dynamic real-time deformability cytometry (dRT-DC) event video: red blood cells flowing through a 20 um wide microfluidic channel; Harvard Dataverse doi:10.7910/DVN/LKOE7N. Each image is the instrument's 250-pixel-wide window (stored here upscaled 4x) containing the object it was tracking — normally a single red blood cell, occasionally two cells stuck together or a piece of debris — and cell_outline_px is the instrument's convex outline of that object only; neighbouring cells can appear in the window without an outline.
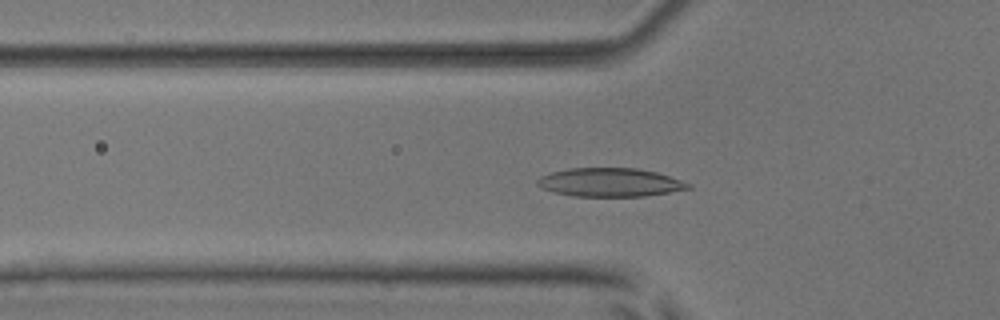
{"species": "common noctule bat (a hibernating species)", "species_latin": "Nyctalus noctula", "temperature_condition": "room temperature", "stored_images_in_passage": 54, "camera_frame_rate_fps": 3000, "um_per_image_px": 0.085, "animal": {"sex": "male", "body_mass_g": 17.9, "forearm_length_mm": 54.2}, "frame": {"image": 1, "passage_image": 19, "time_ms": 6.0, "image_size_px": [1000, 320], "cell_outline_px": [[692, 188], [644, 196], [572, 196], [540, 188], [536, 184], [536, 180], [540, 176], [552, 172], [568, 168], [636, 168], [656, 172], [692, 184]], "centroid_in_image_um": [51.82, 15.5], "position_along_channel_um": 74.0, "area_um2": 25.03}}
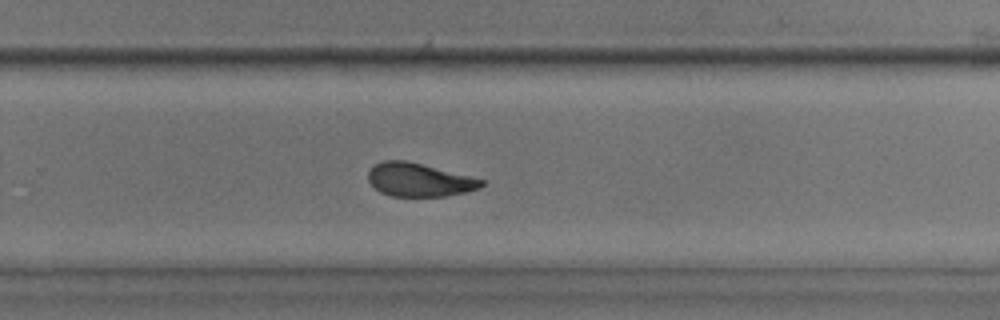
{"frame": {"image": 2, "passage_image": 36, "time_ms": 11.667, "image_size_px": [1000, 320], "cell_outline_px": [[484, 184], [480, 188], [464, 192], [444, 196], [392, 196], [380, 192], [368, 180], [368, 172], [376, 164], [384, 160], [404, 160], [484, 180]], "centroid_in_image_um": [35.6, 15.29], "position_along_channel_um": 294.2, "area_um2": 21.5}}
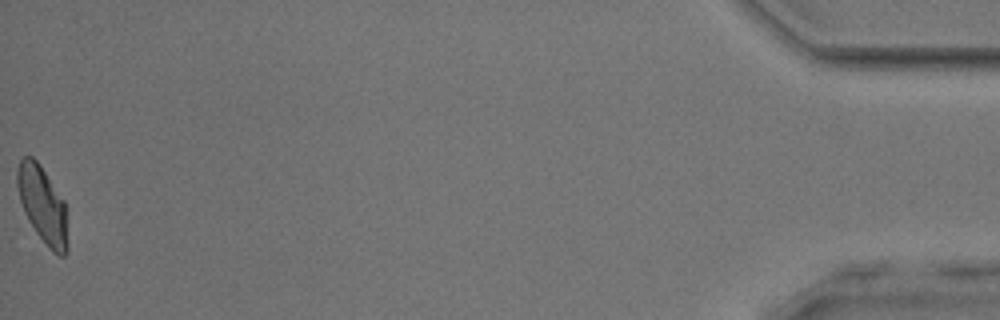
{"frame": {"image": 3, "passage_image": 54, "time_ms": 17.667, "image_size_px": [1000, 320], "cell_outline_px": [[68, 252], [64, 256], [60, 256], [52, 252], [48, 248], [36, 232], [28, 220], [24, 212], [20, 200], [16, 184], [16, 168], [20, 160], [24, 156], [32, 156], [40, 164], [64, 200], [68, 244]], "centroid_in_image_um": [3.61, 17.41], "position_along_channel_um": 431.6, "area_um2": 22.72}, "authors_computed_cell_mechanics": {"area_um2": 23.12, "velocity_mm_per_s": 3.8963, "shape_relaxation_time_tau1_ms": 4.5596, "shape_relaxation_time_tau2_ms": 1.6764, "deformation_change_tau1": 0.1544, "deformation_change_tau2": 0.0731}}